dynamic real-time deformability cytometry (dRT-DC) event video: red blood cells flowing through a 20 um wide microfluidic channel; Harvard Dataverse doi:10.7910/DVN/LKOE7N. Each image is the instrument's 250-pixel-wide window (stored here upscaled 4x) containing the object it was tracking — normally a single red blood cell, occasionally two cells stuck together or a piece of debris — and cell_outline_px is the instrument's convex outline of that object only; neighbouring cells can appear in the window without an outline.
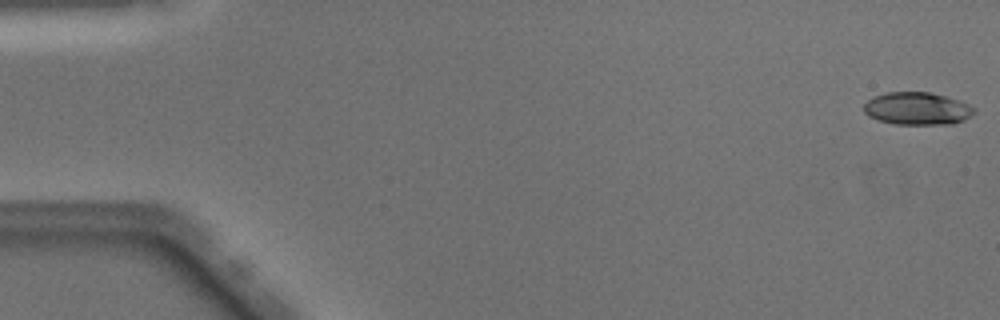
{"species": "Egyptian fruit bat (a non-hibernating species)", "species_latin": "Rousettus aegyptiacus", "temperature_condition": "warm", "stored_images_in_passage": 50, "camera_frame_rate_fps": 3000, "um_per_image_px": 0.085, "animal": {"sex": "male"}, "frame": {"image": 1, "passage_image": 1, "time_ms": 0.0, "image_size_px": [1000, 320], "cell_outline_px": [[976, 112], [972, 116], [964, 120], [952, 124], [896, 124], [880, 120], [868, 116], [864, 112], [864, 104], [872, 96], [888, 92], [928, 92], [960, 100], [976, 108]], "centroid_in_image_um": [77.99, 9.23], "position_along_channel_um": 7.0, "area_um2": 21.04}}
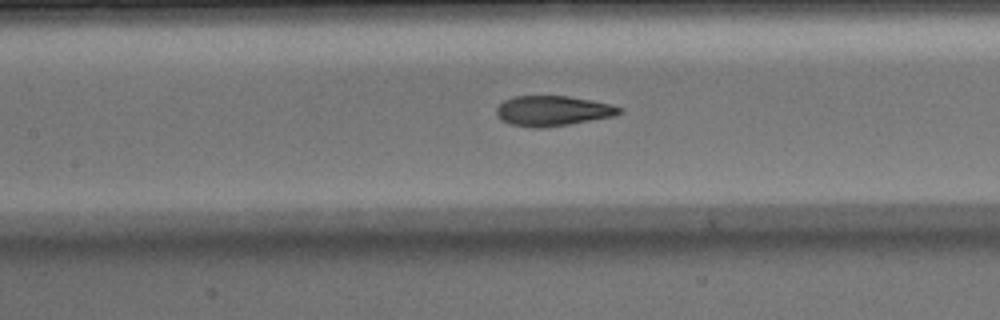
{"frame": {"image": 2, "passage_image": 23, "time_ms": 7.333, "image_size_px": [1000, 320], "cell_outline_px": [[624, 112], [616, 116], [544, 128], [532, 128], [508, 124], [496, 112], [496, 108], [504, 100], [512, 96], [568, 96], [612, 104], [624, 108]], "centroid_in_image_um": [47.03, 9.42], "position_along_channel_um": 160.4, "area_um2": 21.73}}
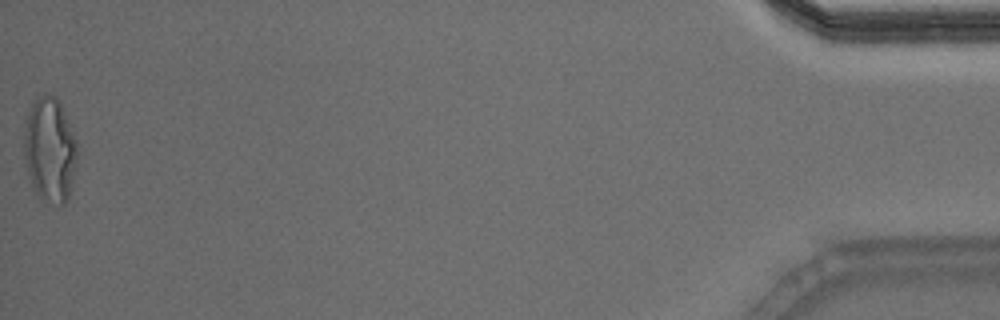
{"frame": {"image": 3, "passage_image": 50, "time_ms": 16.333, "image_size_px": [1000, 320], "cell_outline_px": [[76, 164], [68, 200], [64, 204], [60, 204], [40, 200], [36, 196], [32, 188], [24, 164], [24, 132], [28, 112], [36, 96], [48, 92], [56, 96], [60, 104], [76, 140]], "centroid_in_image_um": [4.2, 12.75], "position_along_channel_um": 431.0, "area_um2": 32.77}, "authors_computed_cell_mechanics": {"area_um2": 22.0796, "velocity_mm_per_s": 4.078, "shape_relaxation_time_tau1_ms": 5.294, "shape_relaxation_time_tau2_ms": 0.8044, "deformation_change_tau1": 0.2443, "deformation_change_tau2": 0.0823}}